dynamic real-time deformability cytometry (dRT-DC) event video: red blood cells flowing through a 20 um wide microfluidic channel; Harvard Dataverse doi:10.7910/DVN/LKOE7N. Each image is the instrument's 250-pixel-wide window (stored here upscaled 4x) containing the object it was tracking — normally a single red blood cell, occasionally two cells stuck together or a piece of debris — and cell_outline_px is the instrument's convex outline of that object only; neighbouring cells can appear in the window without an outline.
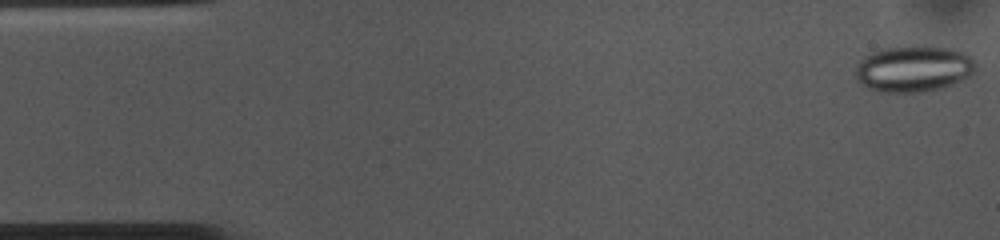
{"species": "common noctule bat (a hibernating species)", "species_latin": "Nyctalus noctula", "temperature_condition": "cold", "stored_images_in_passage": 54, "camera_frame_rate_fps": 3000, "um_per_image_px": 0.085, "animal": {"sex": "female", "body_mass_g": 10.0, "forearm_length_mm": 53.1}, "frame": {"image": 1, "passage_image": 1, "time_ms": 0.0, "image_size_px": [1000, 240], "cell_outline_px": [[976, 68], [972, 76], [952, 84], [920, 92], [876, 92], [860, 84], [856, 80], [856, 64], [864, 56], [872, 52], [884, 48], [908, 44], [924, 44], [952, 48], [964, 52], [972, 56], [976, 60]], "centroid_in_image_um": [77.66, 5.8], "position_along_channel_um": 7.3, "area_um2": 33.35}}
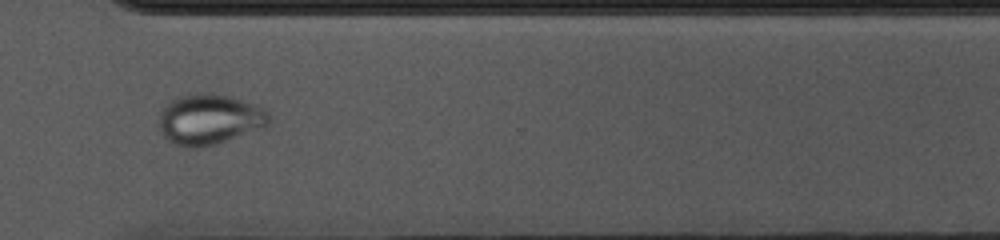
{"frame": {"image": 2, "passage_image": 39, "time_ms": 12.667, "image_size_px": [1000, 240], "cell_outline_px": [[268, 128], [212, 144], [192, 148], [184, 148], [168, 140], [160, 132], [160, 112], [164, 104], [172, 100], [184, 96], [200, 92], [212, 92], [232, 96], [268, 108]], "centroid_in_image_um": [17.85, 10.12], "position_along_channel_um": 352.7, "area_um2": 32.71}}
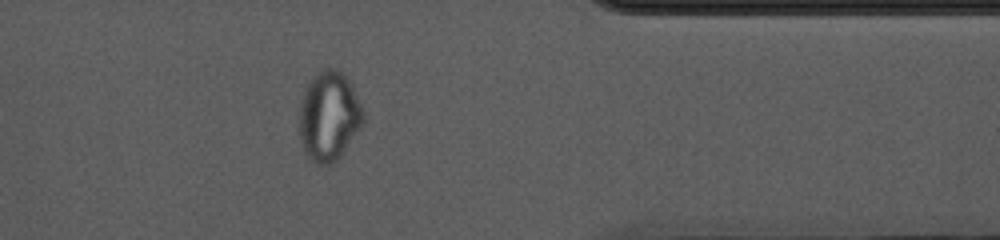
{"frame": {"image": 3, "passage_image": 43, "time_ms": 14.0, "image_size_px": [1000, 240], "cell_outline_px": [[364, 120], [360, 128], [344, 152], [336, 160], [328, 164], [316, 164], [304, 152], [300, 140], [300, 104], [308, 80], [316, 72], [324, 68], [336, 68], [344, 72], [348, 76], [364, 108]], "centroid_in_image_um": [27.98, 9.82], "position_along_channel_um": 383.4, "area_um2": 33.81}}